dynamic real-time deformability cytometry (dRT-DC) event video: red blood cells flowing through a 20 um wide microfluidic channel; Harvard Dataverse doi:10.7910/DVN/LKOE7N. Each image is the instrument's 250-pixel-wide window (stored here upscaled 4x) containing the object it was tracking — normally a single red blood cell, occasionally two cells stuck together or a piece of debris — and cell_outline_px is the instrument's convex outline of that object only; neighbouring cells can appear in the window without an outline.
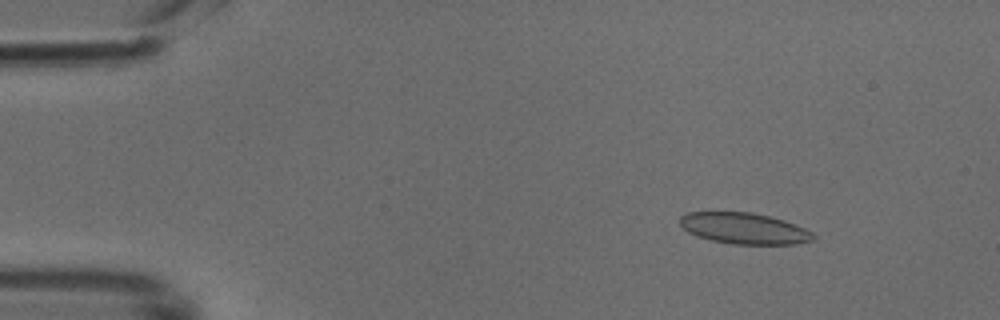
{"species": "common noctule bat (a hibernating species)", "species_latin": "Nyctalus noctula", "temperature_condition": "cold", "stored_images_in_passage": 50, "camera_frame_rate_fps": 3000, "um_per_image_px": 0.085, "animal": {"sex": "male", "body_mass_g": 18.8}, "frame": {"image": 1, "passage_image": 7, "time_ms": 2.0, "image_size_px": [1000, 320], "cell_outline_px": [[816, 240], [796, 244], [732, 244], [712, 240], [696, 236], [688, 232], [680, 224], [680, 216], [684, 212], [752, 212], [784, 220], [804, 228], [812, 232], [816, 236]], "centroid_in_image_um": [63.26, 19.41], "position_along_channel_um": 21.7, "area_um2": 24.28}}
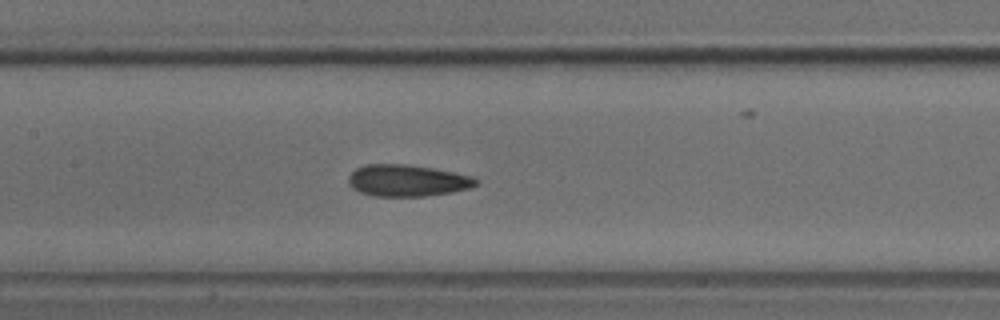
{"frame": {"image": 2, "passage_image": 24, "time_ms": 7.667, "image_size_px": [1000, 320], "cell_outline_px": [[480, 180], [472, 188], [452, 192], [424, 196], [376, 196], [360, 192], [352, 188], [348, 184], [348, 176], [356, 168], [368, 164], [404, 164], [432, 168], [472, 176]], "centroid_in_image_um": [34.62, 15.35], "position_along_channel_um": 172.8, "area_um2": 23.52}}
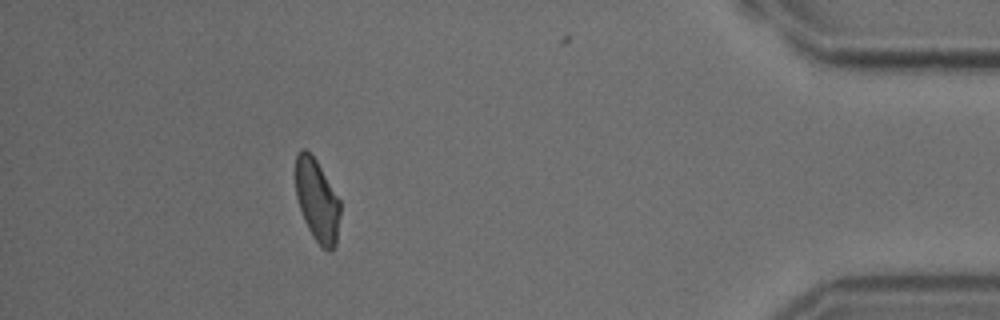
{"frame": {"image": 3, "passage_image": 45, "time_ms": 14.667, "image_size_px": [1000, 320], "cell_outline_px": [[340, 216], [336, 244], [332, 252], [328, 252], [320, 248], [308, 228], [304, 220], [296, 196], [296, 156], [300, 148], [304, 148], [316, 160], [340, 200]], "centroid_in_image_um": [26.97, 17.09], "position_along_channel_um": 408.2, "area_um2": 21.44}}